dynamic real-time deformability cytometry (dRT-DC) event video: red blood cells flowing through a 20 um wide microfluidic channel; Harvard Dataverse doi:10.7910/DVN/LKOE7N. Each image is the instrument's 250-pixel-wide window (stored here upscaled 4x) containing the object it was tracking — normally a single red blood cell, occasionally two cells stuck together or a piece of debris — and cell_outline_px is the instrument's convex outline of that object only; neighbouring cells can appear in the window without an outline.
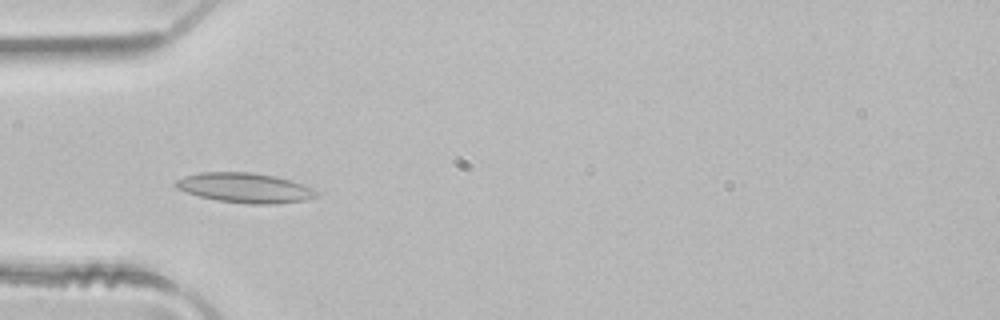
{"species": "common noctule bat (a hibernating species)", "species_latin": "Nyctalus noctula", "temperature_condition": "room temperature", "stored_images_in_passage": 37, "camera_frame_rate_fps": 3000, "um_per_image_px": 0.085, "animal": {"sex": "male", "body_mass_g": 21.5, "forearm_length_mm": 52.0}, "frame": {"image": 1, "passage_image": 3, "time_ms": 0.667, "image_size_px": [1000, 320], "cell_outline_px": [[320, 192], [316, 196], [304, 200], [276, 204], [252, 204], [216, 200], [200, 196], [176, 188], [172, 184], [176, 180], [184, 176], [200, 172], [252, 172], [276, 176], [312, 188]], "centroid_in_image_um": [20.79, 15.96], "position_along_channel_um": 64.2, "area_um2": 24.33}}
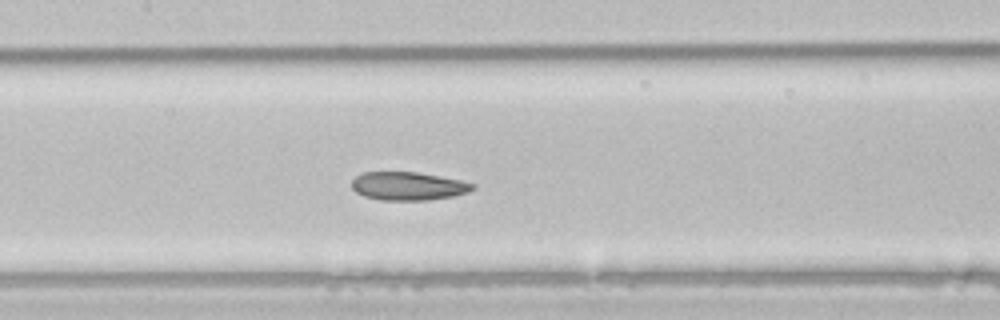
{"frame": {"image": 2, "passage_image": 11, "time_ms": 3.333, "image_size_px": [1000, 320], "cell_outline_px": [[476, 188], [468, 192], [452, 196], [428, 200], [380, 200], [364, 196], [356, 192], [352, 188], [352, 180], [356, 176], [364, 172], [416, 172], [460, 180], [476, 184]], "centroid_in_image_um": [34.69, 15.82], "position_along_channel_um": 172.7, "area_um2": 19.88}}
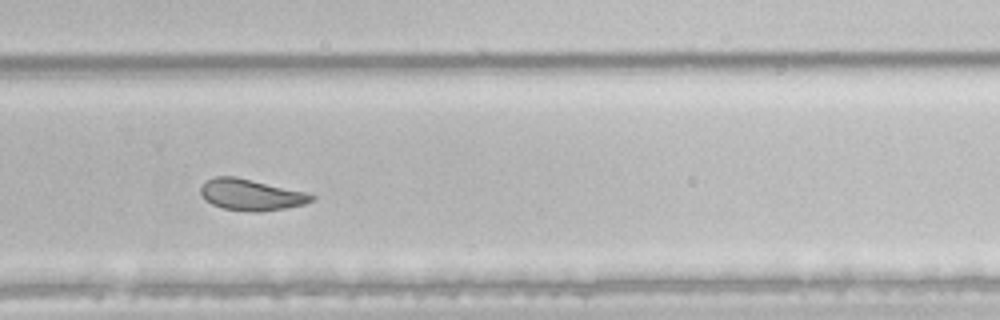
{"frame": {"image": 3, "passage_image": 21, "time_ms": 6.667, "image_size_px": [1000, 320], "cell_outline_px": [[316, 196], [312, 200], [304, 204], [284, 208], [260, 212], [248, 212], [224, 208], [212, 204], [204, 200], [200, 192], [200, 188], [204, 180], [216, 176], [236, 176], [308, 192]], "centroid_in_image_um": [21.32, 16.54], "position_along_channel_um": 308.5, "area_um2": 20.46}, "authors_computed_cell_mechanics": {"area_um2": 21.2126, "velocity_mm_per_s": 4.0931, "shape_relaxation_time_tau1_ms": 11.1342, "shape_relaxation_time_tau2_ms": 2.5601, "deformation_change_tau1": 0.2003, "deformation_change_tau2": 0.0779}}